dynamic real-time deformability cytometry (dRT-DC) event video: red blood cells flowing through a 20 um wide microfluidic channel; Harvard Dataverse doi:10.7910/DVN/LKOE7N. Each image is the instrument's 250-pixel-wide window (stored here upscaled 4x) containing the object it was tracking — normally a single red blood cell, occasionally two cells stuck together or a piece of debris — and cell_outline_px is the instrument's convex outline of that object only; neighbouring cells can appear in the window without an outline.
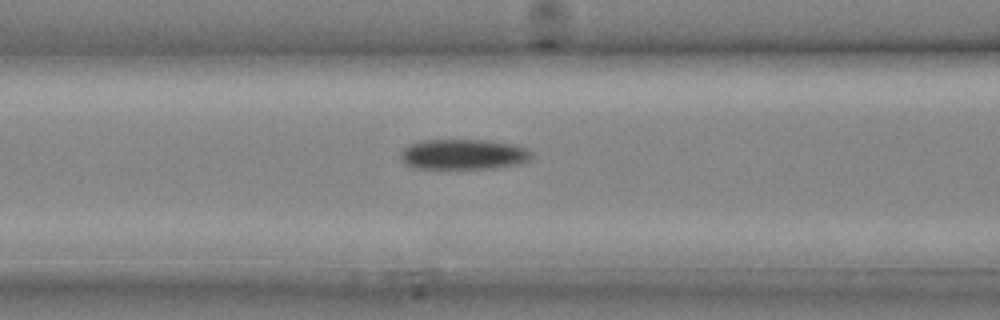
{"species": "common noctule bat (a hibernating species)", "species_latin": "Nyctalus noctula", "temperature_condition": "cold", "stored_images_in_passage": 5, "camera_frame_rate_fps": 3000, "um_per_image_px": 0.085, "animal": {"sex": "male", "body_mass_g": 20.4}, "frame": {"image": 1, "passage_image": 3, "time_ms": 0.667, "image_size_px": [1000, 320], "cell_outline_px": [[532, 156], [524, 164], [496, 168], [412, 168], [404, 164], [400, 156], [400, 152], [408, 144], [420, 140], [484, 140], [512, 144], [528, 148], [532, 152]], "centroid_in_image_um": [39.39, 13.12], "position_along_channel_um": 127.2, "area_um2": 23.47}}
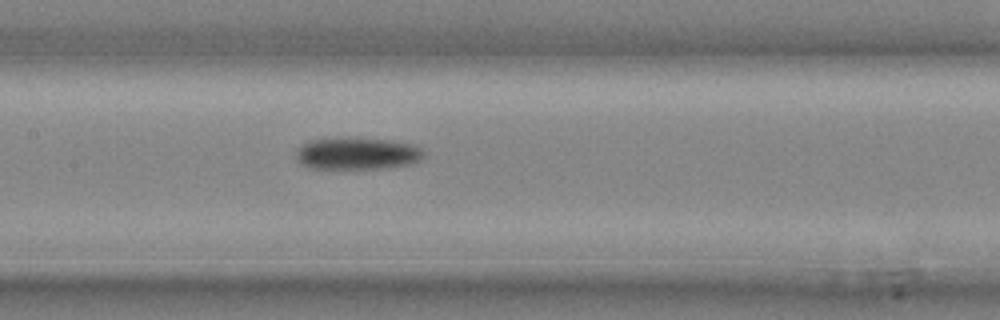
{"frame": {"image": 2, "passage_image": 5, "time_ms": 1.333, "image_size_px": [1000, 320], "cell_outline_px": [[424, 156], [420, 160], [412, 164], [384, 168], [312, 168], [300, 164], [296, 160], [296, 152], [300, 144], [308, 140], [336, 136], [348, 136], [388, 140], [416, 144], [424, 152]], "centroid_in_image_um": [30.33, 13.01], "position_along_channel_um": 177.1, "area_um2": 24.62}}